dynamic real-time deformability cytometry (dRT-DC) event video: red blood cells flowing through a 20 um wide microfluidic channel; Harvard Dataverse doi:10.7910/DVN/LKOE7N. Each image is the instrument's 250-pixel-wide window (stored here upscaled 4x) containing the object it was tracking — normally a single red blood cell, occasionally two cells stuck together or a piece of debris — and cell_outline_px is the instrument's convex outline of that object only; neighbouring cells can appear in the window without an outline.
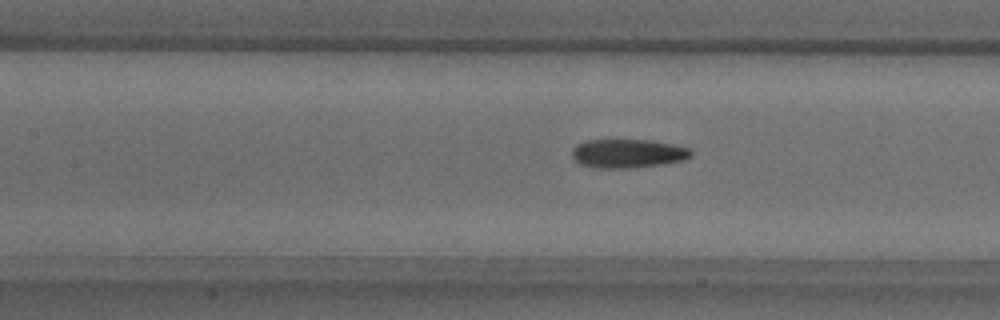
{"species": "common noctule bat (a hibernating species)", "species_latin": "Nyctalus noctula", "temperature_condition": "warm", "stored_images_in_passage": 29, "camera_frame_rate_fps": 3000, "um_per_image_px": 0.085, "animal": {"sex": "male", "body_mass_g": 18.8}, "frame": {"image": 1, "passage_image": 9, "time_ms": 2.667, "image_size_px": [1000, 320], "cell_outline_px": [[692, 156], [684, 160], [664, 164], [628, 168], [596, 168], [580, 164], [572, 156], [572, 148], [576, 144], [584, 140], [652, 140], [672, 144], [688, 148], [692, 152]], "centroid_in_image_um": [53.35, 13.04], "position_along_channel_um": 154.1, "area_um2": 20.06}}